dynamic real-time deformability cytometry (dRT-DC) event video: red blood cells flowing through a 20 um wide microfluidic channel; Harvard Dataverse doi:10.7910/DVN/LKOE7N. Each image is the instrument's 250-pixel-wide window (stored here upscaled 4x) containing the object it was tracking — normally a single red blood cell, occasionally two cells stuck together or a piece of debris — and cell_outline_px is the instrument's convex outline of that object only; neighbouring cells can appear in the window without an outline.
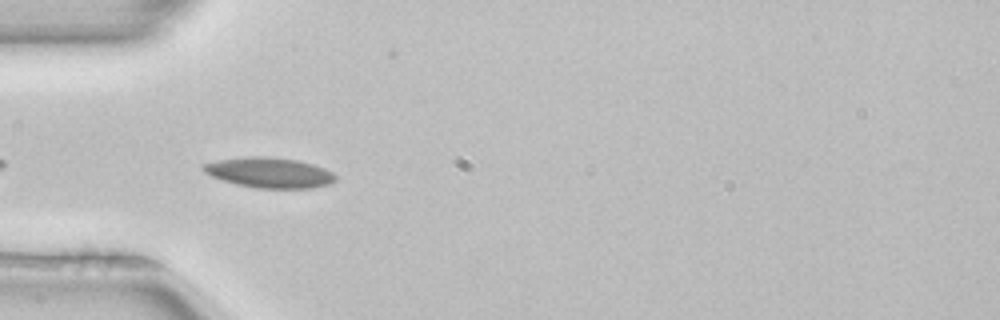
{"species": "common noctule bat (a hibernating species)", "species_latin": "Nyctalus noctula", "temperature_condition": "room temperature", "stored_images_in_passage": 5, "camera_frame_rate_fps": 3000, "um_per_image_px": 0.085, "animal": {"sex": "female", "body_mass_g": 22.7, "forearm_length_mm": 54.2}, "frame": {"image": 1, "passage_image": 3, "time_ms": 0.667, "image_size_px": [1000, 320], "cell_outline_px": [[336, 180], [328, 184], [312, 188], [256, 188], [236, 184], [212, 176], [204, 172], [200, 168], [204, 164], [216, 160], [244, 156], [264, 156], [296, 160], [312, 164], [324, 168], [332, 172], [336, 176]], "centroid_in_image_um": [22.87, 14.67], "position_along_channel_um": 62.1, "area_um2": 23.29}}